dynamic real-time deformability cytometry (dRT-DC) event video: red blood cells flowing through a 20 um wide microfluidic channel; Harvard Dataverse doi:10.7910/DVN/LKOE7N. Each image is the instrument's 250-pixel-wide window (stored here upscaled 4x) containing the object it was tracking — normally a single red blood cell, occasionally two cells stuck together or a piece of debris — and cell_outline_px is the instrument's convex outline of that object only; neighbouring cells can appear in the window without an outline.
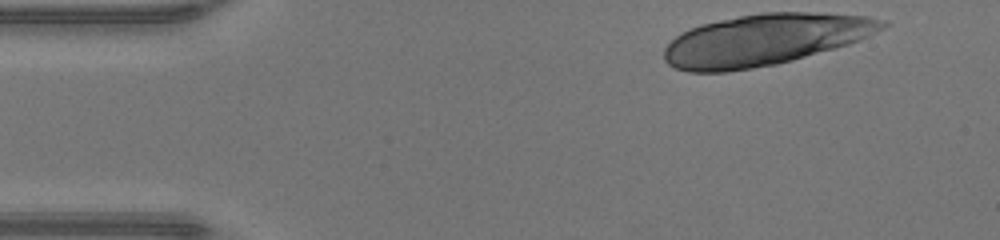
{"species": "human", "species_latin": "Homo sapiens", "temperature_condition": "warm", "stored_images_in_passage": 18, "camera_frame_rate_fps": 3000, "um_per_image_px": 0.085, "donor": {"sex": "male"}, "frame": {"image": 1, "passage_image": 1, "time_ms": 0.0, "image_size_px": [1000, 240], "cell_outline_px": [[888, 24], [884, 28], [868, 36], [848, 44], [792, 60], [776, 64], [752, 68], [724, 72], [688, 72], [676, 68], [668, 64], [664, 60], [664, 48], [680, 32], [700, 24], [760, 12], [824, 12], [868, 16], [888, 20]], "centroid_in_image_um": [65.01, 3.37], "position_along_channel_um": 20.0, "area_um2": 65.37}}